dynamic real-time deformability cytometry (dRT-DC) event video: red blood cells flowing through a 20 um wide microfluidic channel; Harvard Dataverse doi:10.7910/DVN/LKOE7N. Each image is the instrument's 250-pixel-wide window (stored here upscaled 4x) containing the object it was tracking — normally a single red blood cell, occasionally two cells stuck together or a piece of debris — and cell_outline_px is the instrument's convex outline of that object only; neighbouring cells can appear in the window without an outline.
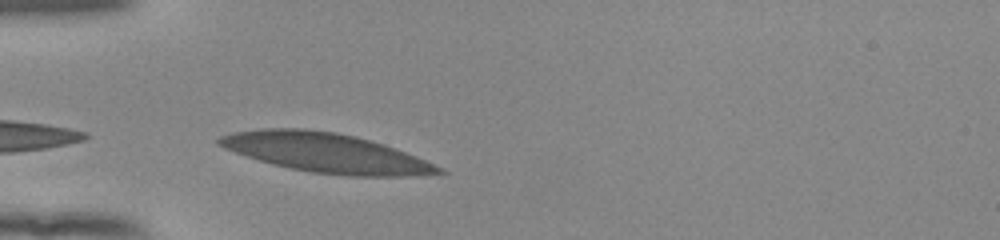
{"species": "human", "species_latin": "Homo sapiens", "temperature_condition": "room temperature", "stored_images_in_passage": 28, "camera_frame_rate_fps": 3000, "um_per_image_px": 0.085, "donor": {"sex": "female"}, "frame": {"image": 1, "passage_image": 1, "time_ms": 0.0, "image_size_px": [1000, 240], "cell_outline_px": [[448, 172], [424, 176], [348, 176], [312, 172], [272, 164], [224, 148], [216, 144], [216, 140], [220, 136], [232, 132], [260, 128], [304, 128], [336, 132], [356, 136], [384, 144], [416, 156], [444, 168]], "centroid_in_image_um": [27.74, 12.98], "position_along_channel_um": 57.3, "area_um2": 50.46}, "authors_computed_cell_mechanics": {"area_um2": 35.7493, "velocity_mm_per_s": 3.8407, "shape_relaxation_time_tau1_ms": 2.8608, "shape_relaxation_time_tau2_ms": 0.6999, "deformation_change_tau1": 0.1381, "deformation_change_tau2": 0.0614}}